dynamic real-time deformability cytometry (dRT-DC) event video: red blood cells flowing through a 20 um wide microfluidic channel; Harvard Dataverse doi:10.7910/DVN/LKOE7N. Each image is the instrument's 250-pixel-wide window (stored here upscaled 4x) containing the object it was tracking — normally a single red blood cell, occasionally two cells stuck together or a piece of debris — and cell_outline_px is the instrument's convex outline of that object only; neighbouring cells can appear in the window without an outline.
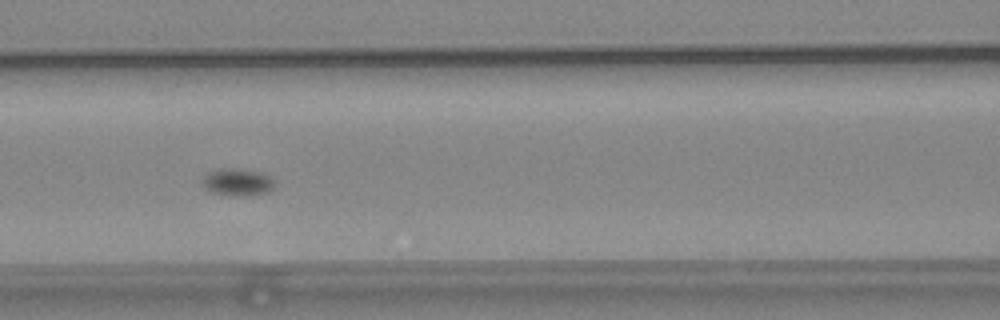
{"species": "common noctule bat (a hibernating species)", "species_latin": "Nyctalus noctula", "temperature_condition": "warm", "stored_images_in_passage": 58, "camera_frame_rate_fps": 3000, "um_per_image_px": 0.085, "animal": {"sex": "female", "body_mass_g": 24.6, "forearm_length_mm": 56.2}, "frame": {"image": 1, "passage_image": 26, "time_ms": 8.333, "image_size_px": [1000, 320], "cell_outline_px": [[276, 180], [272, 188], [268, 192], [252, 196], [228, 196], [208, 192], [204, 188], [200, 180], [208, 172], [216, 168], [232, 168], [264, 172]], "centroid_in_image_um": [20.16, 15.49], "position_along_channel_um": 146.4, "area_um2": 12.08}}
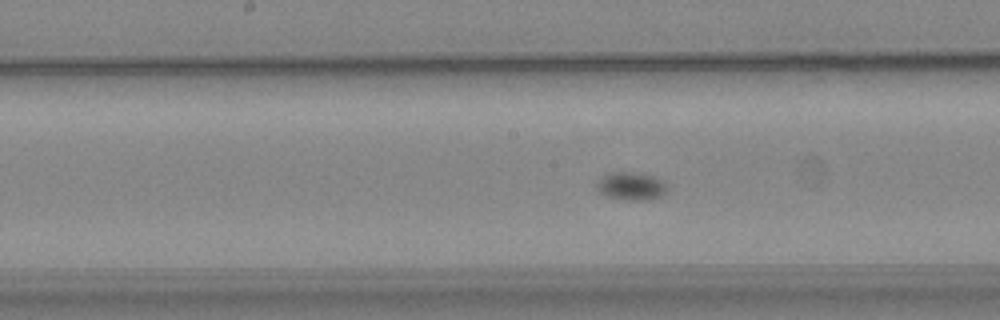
{"frame": {"image": 2, "passage_image": 30, "time_ms": 9.667, "image_size_px": [1000, 320], "cell_outline_px": [[668, 188], [660, 196], [648, 200], [628, 200], [608, 196], [600, 192], [596, 188], [596, 180], [608, 172], [632, 172], [656, 176], [668, 184]], "centroid_in_image_um": [53.64, 15.8], "position_along_channel_um": 194.6, "area_um2": 11.62}}
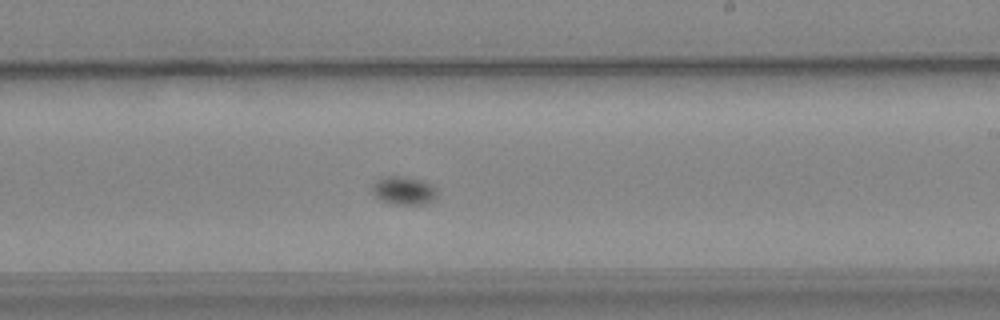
{"frame": {"image": 3, "passage_image": 35, "time_ms": 11.333, "image_size_px": [1000, 320], "cell_outline_px": [[436, 196], [432, 200], [424, 204], [392, 204], [380, 200], [372, 192], [372, 184], [376, 180], [388, 176], [400, 176], [424, 180], [436, 188]], "centroid_in_image_um": [34.3, 16.19], "position_along_channel_um": 254.7, "area_um2": 10.64}}